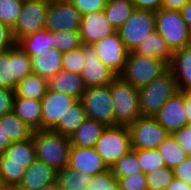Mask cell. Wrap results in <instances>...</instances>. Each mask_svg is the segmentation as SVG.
<instances>
[{
  "mask_svg": "<svg viewBox=\"0 0 191 190\" xmlns=\"http://www.w3.org/2000/svg\"><path fill=\"white\" fill-rule=\"evenodd\" d=\"M56 179V171L45 162L36 160L26 169L19 184L18 190H40L44 186L52 184Z\"/></svg>",
  "mask_w": 191,
  "mask_h": 190,
  "instance_id": "20",
  "label": "cell"
},
{
  "mask_svg": "<svg viewBox=\"0 0 191 190\" xmlns=\"http://www.w3.org/2000/svg\"><path fill=\"white\" fill-rule=\"evenodd\" d=\"M145 176L148 190H165L175 178L173 169L167 166L156 169Z\"/></svg>",
  "mask_w": 191,
  "mask_h": 190,
  "instance_id": "38",
  "label": "cell"
},
{
  "mask_svg": "<svg viewBox=\"0 0 191 190\" xmlns=\"http://www.w3.org/2000/svg\"><path fill=\"white\" fill-rule=\"evenodd\" d=\"M169 69L179 91L191 90V45L173 52Z\"/></svg>",
  "mask_w": 191,
  "mask_h": 190,
  "instance_id": "21",
  "label": "cell"
},
{
  "mask_svg": "<svg viewBox=\"0 0 191 190\" xmlns=\"http://www.w3.org/2000/svg\"><path fill=\"white\" fill-rule=\"evenodd\" d=\"M134 10L131 0H107L104 13L109 24L117 31Z\"/></svg>",
  "mask_w": 191,
  "mask_h": 190,
  "instance_id": "30",
  "label": "cell"
},
{
  "mask_svg": "<svg viewBox=\"0 0 191 190\" xmlns=\"http://www.w3.org/2000/svg\"><path fill=\"white\" fill-rule=\"evenodd\" d=\"M11 143L10 139L6 137L4 122H0V154H2Z\"/></svg>",
  "mask_w": 191,
  "mask_h": 190,
  "instance_id": "51",
  "label": "cell"
},
{
  "mask_svg": "<svg viewBox=\"0 0 191 190\" xmlns=\"http://www.w3.org/2000/svg\"><path fill=\"white\" fill-rule=\"evenodd\" d=\"M157 151L162 156L165 165L174 169L187 156V152L178 145L172 134H170L162 144L157 147Z\"/></svg>",
  "mask_w": 191,
  "mask_h": 190,
  "instance_id": "33",
  "label": "cell"
},
{
  "mask_svg": "<svg viewBox=\"0 0 191 190\" xmlns=\"http://www.w3.org/2000/svg\"><path fill=\"white\" fill-rule=\"evenodd\" d=\"M106 127L101 122L87 118L69 137L71 147L93 148Z\"/></svg>",
  "mask_w": 191,
  "mask_h": 190,
  "instance_id": "24",
  "label": "cell"
},
{
  "mask_svg": "<svg viewBox=\"0 0 191 190\" xmlns=\"http://www.w3.org/2000/svg\"><path fill=\"white\" fill-rule=\"evenodd\" d=\"M132 150L136 153L137 160L142 168L143 174L145 175L166 166L157 149Z\"/></svg>",
  "mask_w": 191,
  "mask_h": 190,
  "instance_id": "36",
  "label": "cell"
},
{
  "mask_svg": "<svg viewBox=\"0 0 191 190\" xmlns=\"http://www.w3.org/2000/svg\"><path fill=\"white\" fill-rule=\"evenodd\" d=\"M94 149L102 157L107 167H111L132 149L128 126H107L95 143Z\"/></svg>",
  "mask_w": 191,
  "mask_h": 190,
  "instance_id": "8",
  "label": "cell"
},
{
  "mask_svg": "<svg viewBox=\"0 0 191 190\" xmlns=\"http://www.w3.org/2000/svg\"><path fill=\"white\" fill-rule=\"evenodd\" d=\"M48 89V80L37 74L27 75L17 82L14 98L41 100Z\"/></svg>",
  "mask_w": 191,
  "mask_h": 190,
  "instance_id": "27",
  "label": "cell"
},
{
  "mask_svg": "<svg viewBox=\"0 0 191 190\" xmlns=\"http://www.w3.org/2000/svg\"><path fill=\"white\" fill-rule=\"evenodd\" d=\"M17 45L29 56L46 54L52 48V32L42 29L29 34L17 42Z\"/></svg>",
  "mask_w": 191,
  "mask_h": 190,
  "instance_id": "29",
  "label": "cell"
},
{
  "mask_svg": "<svg viewBox=\"0 0 191 190\" xmlns=\"http://www.w3.org/2000/svg\"><path fill=\"white\" fill-rule=\"evenodd\" d=\"M131 148L138 150L157 149L170 135L154 117L137 118L129 126Z\"/></svg>",
  "mask_w": 191,
  "mask_h": 190,
  "instance_id": "12",
  "label": "cell"
},
{
  "mask_svg": "<svg viewBox=\"0 0 191 190\" xmlns=\"http://www.w3.org/2000/svg\"><path fill=\"white\" fill-rule=\"evenodd\" d=\"M81 46L79 31L52 32V48L61 53Z\"/></svg>",
  "mask_w": 191,
  "mask_h": 190,
  "instance_id": "35",
  "label": "cell"
},
{
  "mask_svg": "<svg viewBox=\"0 0 191 190\" xmlns=\"http://www.w3.org/2000/svg\"><path fill=\"white\" fill-rule=\"evenodd\" d=\"M67 167L91 176L109 169L94 147H70Z\"/></svg>",
  "mask_w": 191,
  "mask_h": 190,
  "instance_id": "18",
  "label": "cell"
},
{
  "mask_svg": "<svg viewBox=\"0 0 191 190\" xmlns=\"http://www.w3.org/2000/svg\"><path fill=\"white\" fill-rule=\"evenodd\" d=\"M99 60L105 64L111 72L119 76L123 71L126 63L128 51L124 42L120 39L119 33L115 31L113 34L95 42Z\"/></svg>",
  "mask_w": 191,
  "mask_h": 190,
  "instance_id": "15",
  "label": "cell"
},
{
  "mask_svg": "<svg viewBox=\"0 0 191 190\" xmlns=\"http://www.w3.org/2000/svg\"><path fill=\"white\" fill-rule=\"evenodd\" d=\"M23 0H0V23L11 30L17 23Z\"/></svg>",
  "mask_w": 191,
  "mask_h": 190,
  "instance_id": "37",
  "label": "cell"
},
{
  "mask_svg": "<svg viewBox=\"0 0 191 190\" xmlns=\"http://www.w3.org/2000/svg\"><path fill=\"white\" fill-rule=\"evenodd\" d=\"M6 188H7V186L3 182V179L0 177V190H5Z\"/></svg>",
  "mask_w": 191,
  "mask_h": 190,
  "instance_id": "54",
  "label": "cell"
},
{
  "mask_svg": "<svg viewBox=\"0 0 191 190\" xmlns=\"http://www.w3.org/2000/svg\"><path fill=\"white\" fill-rule=\"evenodd\" d=\"M169 69V64L157 57L141 56L128 52L126 63L119 77L136 88H140Z\"/></svg>",
  "mask_w": 191,
  "mask_h": 190,
  "instance_id": "4",
  "label": "cell"
},
{
  "mask_svg": "<svg viewBox=\"0 0 191 190\" xmlns=\"http://www.w3.org/2000/svg\"><path fill=\"white\" fill-rule=\"evenodd\" d=\"M15 44L12 30L6 25L0 23V52H4Z\"/></svg>",
  "mask_w": 191,
  "mask_h": 190,
  "instance_id": "46",
  "label": "cell"
},
{
  "mask_svg": "<svg viewBox=\"0 0 191 190\" xmlns=\"http://www.w3.org/2000/svg\"><path fill=\"white\" fill-rule=\"evenodd\" d=\"M117 180L120 190H148L146 176L143 173L120 177Z\"/></svg>",
  "mask_w": 191,
  "mask_h": 190,
  "instance_id": "41",
  "label": "cell"
},
{
  "mask_svg": "<svg viewBox=\"0 0 191 190\" xmlns=\"http://www.w3.org/2000/svg\"><path fill=\"white\" fill-rule=\"evenodd\" d=\"M154 118L170 134L189 124L184 94L178 91L169 98Z\"/></svg>",
  "mask_w": 191,
  "mask_h": 190,
  "instance_id": "17",
  "label": "cell"
},
{
  "mask_svg": "<svg viewBox=\"0 0 191 190\" xmlns=\"http://www.w3.org/2000/svg\"><path fill=\"white\" fill-rule=\"evenodd\" d=\"M77 101L78 99L71 95L47 89L41 99V130H51Z\"/></svg>",
  "mask_w": 191,
  "mask_h": 190,
  "instance_id": "16",
  "label": "cell"
},
{
  "mask_svg": "<svg viewBox=\"0 0 191 190\" xmlns=\"http://www.w3.org/2000/svg\"><path fill=\"white\" fill-rule=\"evenodd\" d=\"M115 31L107 21L104 10L88 13L81 18L79 29L81 43L94 44Z\"/></svg>",
  "mask_w": 191,
  "mask_h": 190,
  "instance_id": "19",
  "label": "cell"
},
{
  "mask_svg": "<svg viewBox=\"0 0 191 190\" xmlns=\"http://www.w3.org/2000/svg\"><path fill=\"white\" fill-rule=\"evenodd\" d=\"M135 9L156 12L161 8L162 0H131Z\"/></svg>",
  "mask_w": 191,
  "mask_h": 190,
  "instance_id": "47",
  "label": "cell"
},
{
  "mask_svg": "<svg viewBox=\"0 0 191 190\" xmlns=\"http://www.w3.org/2000/svg\"><path fill=\"white\" fill-rule=\"evenodd\" d=\"M178 91L175 77L170 69L152 82L138 88L141 116L154 117L167 100Z\"/></svg>",
  "mask_w": 191,
  "mask_h": 190,
  "instance_id": "3",
  "label": "cell"
},
{
  "mask_svg": "<svg viewBox=\"0 0 191 190\" xmlns=\"http://www.w3.org/2000/svg\"><path fill=\"white\" fill-rule=\"evenodd\" d=\"M40 190H62L56 182L49 184L47 186H44L43 188H41Z\"/></svg>",
  "mask_w": 191,
  "mask_h": 190,
  "instance_id": "53",
  "label": "cell"
},
{
  "mask_svg": "<svg viewBox=\"0 0 191 190\" xmlns=\"http://www.w3.org/2000/svg\"><path fill=\"white\" fill-rule=\"evenodd\" d=\"M178 145L191 156V124L183 126L181 129L172 133Z\"/></svg>",
  "mask_w": 191,
  "mask_h": 190,
  "instance_id": "43",
  "label": "cell"
},
{
  "mask_svg": "<svg viewBox=\"0 0 191 190\" xmlns=\"http://www.w3.org/2000/svg\"><path fill=\"white\" fill-rule=\"evenodd\" d=\"M36 160L45 162L55 171L68 166L69 137L52 130H36L32 133Z\"/></svg>",
  "mask_w": 191,
  "mask_h": 190,
  "instance_id": "2",
  "label": "cell"
},
{
  "mask_svg": "<svg viewBox=\"0 0 191 190\" xmlns=\"http://www.w3.org/2000/svg\"><path fill=\"white\" fill-rule=\"evenodd\" d=\"M85 57L82 47L62 53V70L79 74L84 67Z\"/></svg>",
  "mask_w": 191,
  "mask_h": 190,
  "instance_id": "39",
  "label": "cell"
},
{
  "mask_svg": "<svg viewBox=\"0 0 191 190\" xmlns=\"http://www.w3.org/2000/svg\"><path fill=\"white\" fill-rule=\"evenodd\" d=\"M181 14L188 30L191 32V0L182 7Z\"/></svg>",
  "mask_w": 191,
  "mask_h": 190,
  "instance_id": "49",
  "label": "cell"
},
{
  "mask_svg": "<svg viewBox=\"0 0 191 190\" xmlns=\"http://www.w3.org/2000/svg\"><path fill=\"white\" fill-rule=\"evenodd\" d=\"M110 93L114 104L115 125L129 126L141 117L138 88L117 76L110 83Z\"/></svg>",
  "mask_w": 191,
  "mask_h": 190,
  "instance_id": "5",
  "label": "cell"
},
{
  "mask_svg": "<svg viewBox=\"0 0 191 190\" xmlns=\"http://www.w3.org/2000/svg\"><path fill=\"white\" fill-rule=\"evenodd\" d=\"M87 119L82 103L78 100L68 108L62 119L51 129L60 135L70 137L74 131Z\"/></svg>",
  "mask_w": 191,
  "mask_h": 190,
  "instance_id": "28",
  "label": "cell"
},
{
  "mask_svg": "<svg viewBox=\"0 0 191 190\" xmlns=\"http://www.w3.org/2000/svg\"><path fill=\"white\" fill-rule=\"evenodd\" d=\"M35 148L32 137L12 142L0 154V177L7 187L15 188L26 169L35 161Z\"/></svg>",
  "mask_w": 191,
  "mask_h": 190,
  "instance_id": "1",
  "label": "cell"
},
{
  "mask_svg": "<svg viewBox=\"0 0 191 190\" xmlns=\"http://www.w3.org/2000/svg\"><path fill=\"white\" fill-rule=\"evenodd\" d=\"M156 30L153 11L135 9L117 30L128 52H132Z\"/></svg>",
  "mask_w": 191,
  "mask_h": 190,
  "instance_id": "10",
  "label": "cell"
},
{
  "mask_svg": "<svg viewBox=\"0 0 191 190\" xmlns=\"http://www.w3.org/2000/svg\"><path fill=\"white\" fill-rule=\"evenodd\" d=\"M49 2L50 0H23L17 23L12 29L15 43L29 34L45 29Z\"/></svg>",
  "mask_w": 191,
  "mask_h": 190,
  "instance_id": "11",
  "label": "cell"
},
{
  "mask_svg": "<svg viewBox=\"0 0 191 190\" xmlns=\"http://www.w3.org/2000/svg\"><path fill=\"white\" fill-rule=\"evenodd\" d=\"M86 190H120L117 178L110 169L103 173L96 174L88 184Z\"/></svg>",
  "mask_w": 191,
  "mask_h": 190,
  "instance_id": "40",
  "label": "cell"
},
{
  "mask_svg": "<svg viewBox=\"0 0 191 190\" xmlns=\"http://www.w3.org/2000/svg\"><path fill=\"white\" fill-rule=\"evenodd\" d=\"M32 73L49 80L62 70V53L51 48L46 54H35L31 56Z\"/></svg>",
  "mask_w": 191,
  "mask_h": 190,
  "instance_id": "25",
  "label": "cell"
},
{
  "mask_svg": "<svg viewBox=\"0 0 191 190\" xmlns=\"http://www.w3.org/2000/svg\"><path fill=\"white\" fill-rule=\"evenodd\" d=\"M0 122H4V131L6 137L11 142H18L29 139L32 136L33 130L28 125L21 121L13 112L5 114L0 118Z\"/></svg>",
  "mask_w": 191,
  "mask_h": 190,
  "instance_id": "32",
  "label": "cell"
},
{
  "mask_svg": "<svg viewBox=\"0 0 191 190\" xmlns=\"http://www.w3.org/2000/svg\"><path fill=\"white\" fill-rule=\"evenodd\" d=\"M48 89L62 94L71 95L80 100L86 87L79 74L61 70L48 80Z\"/></svg>",
  "mask_w": 191,
  "mask_h": 190,
  "instance_id": "22",
  "label": "cell"
},
{
  "mask_svg": "<svg viewBox=\"0 0 191 190\" xmlns=\"http://www.w3.org/2000/svg\"><path fill=\"white\" fill-rule=\"evenodd\" d=\"M82 15L70 1L50 0L45 29L50 32L79 31Z\"/></svg>",
  "mask_w": 191,
  "mask_h": 190,
  "instance_id": "13",
  "label": "cell"
},
{
  "mask_svg": "<svg viewBox=\"0 0 191 190\" xmlns=\"http://www.w3.org/2000/svg\"><path fill=\"white\" fill-rule=\"evenodd\" d=\"M70 2L83 16L91 12L103 11L107 0H70Z\"/></svg>",
  "mask_w": 191,
  "mask_h": 190,
  "instance_id": "42",
  "label": "cell"
},
{
  "mask_svg": "<svg viewBox=\"0 0 191 190\" xmlns=\"http://www.w3.org/2000/svg\"><path fill=\"white\" fill-rule=\"evenodd\" d=\"M14 97V91L0 88V118L5 114L13 112Z\"/></svg>",
  "mask_w": 191,
  "mask_h": 190,
  "instance_id": "44",
  "label": "cell"
},
{
  "mask_svg": "<svg viewBox=\"0 0 191 190\" xmlns=\"http://www.w3.org/2000/svg\"><path fill=\"white\" fill-rule=\"evenodd\" d=\"M185 97L186 113L188 123L191 124V90L181 91Z\"/></svg>",
  "mask_w": 191,
  "mask_h": 190,
  "instance_id": "52",
  "label": "cell"
},
{
  "mask_svg": "<svg viewBox=\"0 0 191 190\" xmlns=\"http://www.w3.org/2000/svg\"><path fill=\"white\" fill-rule=\"evenodd\" d=\"M109 169L117 179L136 173H143L142 168L137 160V155L132 149L119 160H117L111 167H109Z\"/></svg>",
  "mask_w": 191,
  "mask_h": 190,
  "instance_id": "34",
  "label": "cell"
},
{
  "mask_svg": "<svg viewBox=\"0 0 191 190\" xmlns=\"http://www.w3.org/2000/svg\"><path fill=\"white\" fill-rule=\"evenodd\" d=\"M5 190H18V189L12 188V187H7Z\"/></svg>",
  "mask_w": 191,
  "mask_h": 190,
  "instance_id": "55",
  "label": "cell"
},
{
  "mask_svg": "<svg viewBox=\"0 0 191 190\" xmlns=\"http://www.w3.org/2000/svg\"><path fill=\"white\" fill-rule=\"evenodd\" d=\"M32 74L31 57L15 43L0 52V88L15 91L17 82Z\"/></svg>",
  "mask_w": 191,
  "mask_h": 190,
  "instance_id": "7",
  "label": "cell"
},
{
  "mask_svg": "<svg viewBox=\"0 0 191 190\" xmlns=\"http://www.w3.org/2000/svg\"><path fill=\"white\" fill-rule=\"evenodd\" d=\"M165 190H191V185L185 181L174 178Z\"/></svg>",
  "mask_w": 191,
  "mask_h": 190,
  "instance_id": "50",
  "label": "cell"
},
{
  "mask_svg": "<svg viewBox=\"0 0 191 190\" xmlns=\"http://www.w3.org/2000/svg\"><path fill=\"white\" fill-rule=\"evenodd\" d=\"M94 176L79 174L75 170L65 167L56 171L55 182L62 190H86Z\"/></svg>",
  "mask_w": 191,
  "mask_h": 190,
  "instance_id": "31",
  "label": "cell"
},
{
  "mask_svg": "<svg viewBox=\"0 0 191 190\" xmlns=\"http://www.w3.org/2000/svg\"><path fill=\"white\" fill-rule=\"evenodd\" d=\"M41 100L14 98L13 113L33 131L41 130Z\"/></svg>",
  "mask_w": 191,
  "mask_h": 190,
  "instance_id": "23",
  "label": "cell"
},
{
  "mask_svg": "<svg viewBox=\"0 0 191 190\" xmlns=\"http://www.w3.org/2000/svg\"><path fill=\"white\" fill-rule=\"evenodd\" d=\"M156 31L174 52L191 45V32L185 24L181 11L160 8L154 12Z\"/></svg>",
  "mask_w": 191,
  "mask_h": 190,
  "instance_id": "6",
  "label": "cell"
},
{
  "mask_svg": "<svg viewBox=\"0 0 191 190\" xmlns=\"http://www.w3.org/2000/svg\"><path fill=\"white\" fill-rule=\"evenodd\" d=\"M81 47L85 63L80 76L85 87L109 85L117 76L99 60L93 44L81 43Z\"/></svg>",
  "mask_w": 191,
  "mask_h": 190,
  "instance_id": "14",
  "label": "cell"
},
{
  "mask_svg": "<svg viewBox=\"0 0 191 190\" xmlns=\"http://www.w3.org/2000/svg\"><path fill=\"white\" fill-rule=\"evenodd\" d=\"M88 119L105 124L115 125L114 104L110 93V84L88 87L80 98Z\"/></svg>",
  "mask_w": 191,
  "mask_h": 190,
  "instance_id": "9",
  "label": "cell"
},
{
  "mask_svg": "<svg viewBox=\"0 0 191 190\" xmlns=\"http://www.w3.org/2000/svg\"><path fill=\"white\" fill-rule=\"evenodd\" d=\"M176 179L187 182L191 185V156H187L173 169Z\"/></svg>",
  "mask_w": 191,
  "mask_h": 190,
  "instance_id": "45",
  "label": "cell"
},
{
  "mask_svg": "<svg viewBox=\"0 0 191 190\" xmlns=\"http://www.w3.org/2000/svg\"><path fill=\"white\" fill-rule=\"evenodd\" d=\"M189 0H162L161 8L166 10L181 11Z\"/></svg>",
  "mask_w": 191,
  "mask_h": 190,
  "instance_id": "48",
  "label": "cell"
},
{
  "mask_svg": "<svg viewBox=\"0 0 191 190\" xmlns=\"http://www.w3.org/2000/svg\"><path fill=\"white\" fill-rule=\"evenodd\" d=\"M133 52L141 56L160 58L168 64H170L173 55V51L168 46L167 42L156 30L149 34Z\"/></svg>",
  "mask_w": 191,
  "mask_h": 190,
  "instance_id": "26",
  "label": "cell"
}]
</instances>
